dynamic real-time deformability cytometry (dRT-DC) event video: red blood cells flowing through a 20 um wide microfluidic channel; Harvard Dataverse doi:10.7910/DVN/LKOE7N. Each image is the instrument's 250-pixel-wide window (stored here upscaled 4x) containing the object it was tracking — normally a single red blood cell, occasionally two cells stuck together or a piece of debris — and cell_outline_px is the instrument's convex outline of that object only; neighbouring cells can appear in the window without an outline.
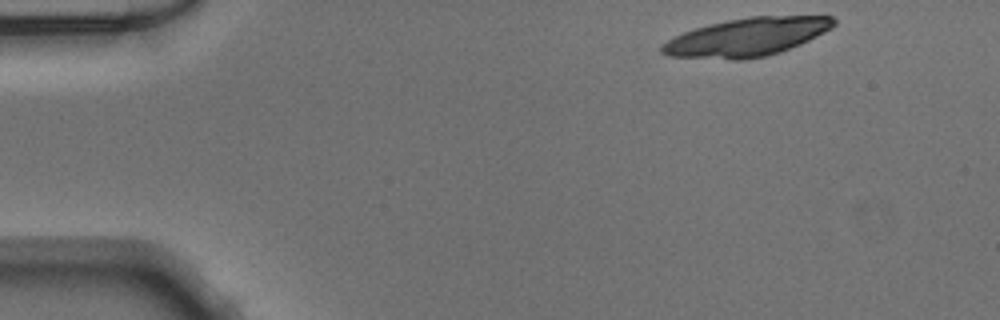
{"species": "Egyptian fruit bat (a non-hibernating species)", "species_latin": "Rousettus aegyptiacus", "temperature_condition": "warm", "stored_images_in_passage": 13, "camera_frame_rate_fps": 3000, "um_per_image_px": 0.085, "animal": {"sex": "male"}, "frame": {"image": 1, "passage_image": 1, "time_ms": 0.0, "image_size_px": [1000, 320], "cell_outline_px": [[836, 24], [832, 28], [800, 44], [780, 52], [764, 56], [744, 60], [732, 60], [668, 56], [660, 52], [660, 48], [668, 40], [684, 32], [708, 24], [728, 20], [752, 16], [832, 16], [836, 20]], "centroid_in_image_um": [63.49, 3.16], "position_along_channel_um": 21.5, "area_um2": 38.15}}